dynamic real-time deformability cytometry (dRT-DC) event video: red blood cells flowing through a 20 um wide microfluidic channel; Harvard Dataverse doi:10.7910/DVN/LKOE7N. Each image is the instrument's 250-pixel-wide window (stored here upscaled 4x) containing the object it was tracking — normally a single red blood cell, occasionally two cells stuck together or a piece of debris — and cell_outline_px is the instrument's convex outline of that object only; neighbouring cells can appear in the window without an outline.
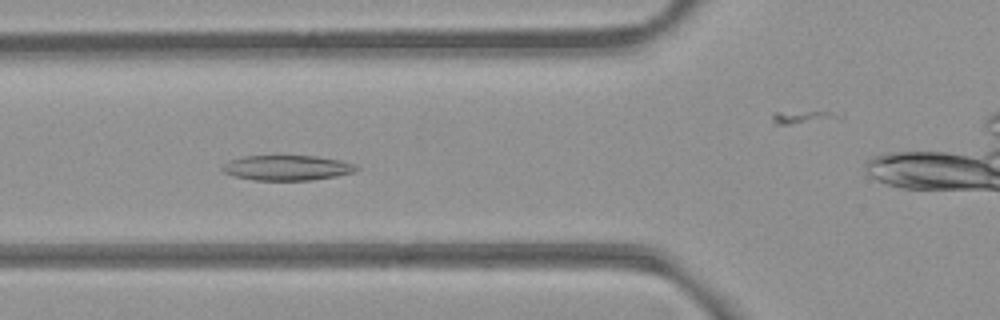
{"species": "common noctule bat (a hibernating species)", "species_latin": "Nyctalus noctula", "temperature_condition": "room temperature", "stored_images_in_passage": 49, "camera_frame_rate_fps": 3000, "um_per_image_px": 0.085, "animal": {"sex": "female", "body_mass_g": 21.9}, "frame": {"image": 1, "passage_image": 15, "time_ms": 4.667, "image_size_px": [1000, 320], "cell_outline_px": [[360, 168], [352, 172], [336, 176], [312, 180], [252, 180], [220, 172], [220, 168], [228, 160], [244, 156], [316, 156], [340, 160], [356, 164]], "centroid_in_image_um": [24.37, 14.26], "position_along_channel_um": 101.4, "area_um2": 19.71}}
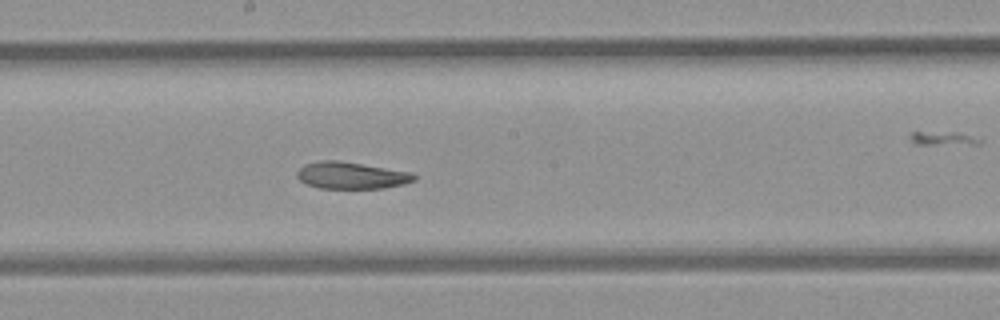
{"frame": {"image": 2, "passage_image": 24, "time_ms": 7.667, "image_size_px": [1000, 320], "cell_outline_px": [[416, 180], [404, 184], [384, 188], [320, 188], [308, 184], [300, 180], [296, 176], [296, 172], [304, 164], [320, 160], [340, 160], [412, 172], [416, 176]], "centroid_in_image_um": [29.87, 14.9], "position_along_channel_um": 218.3, "area_um2": 18.44}}
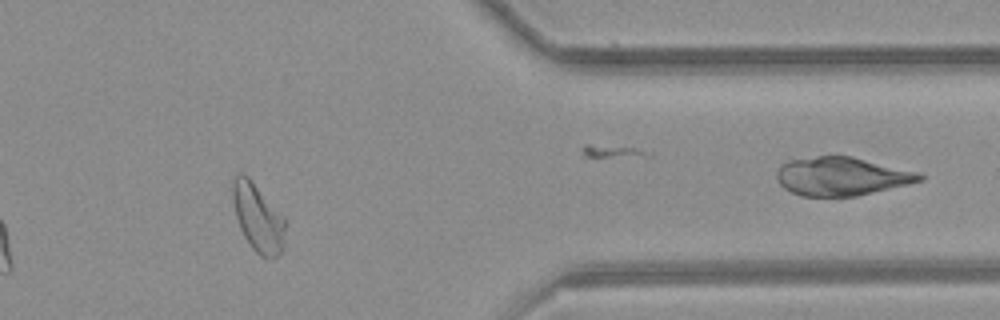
{"frame": {"image": 3, "passage_image": 39, "time_ms": 12.667, "image_size_px": [1000, 320], "cell_outline_px": [[284, 248], [272, 260], [260, 256], [252, 248], [244, 236], [240, 228], [236, 216], [232, 200], [232, 180], [236, 172], [240, 172], [248, 176], [284, 216]], "centroid_in_image_um": [21.91, 18.49], "position_along_channel_um": 389.5, "area_um2": 20.98}, "authors_computed_cell_mechanics": {"area_um2": 20.9814, "velocity_mm_per_s": 3.8842, "shape_relaxation_time_tau1_ms": null, "shape_relaxation_time_tau2_ms": 7.0959, "deformation_change_tau1": null, "deformation_change_tau2": 0.1518}}